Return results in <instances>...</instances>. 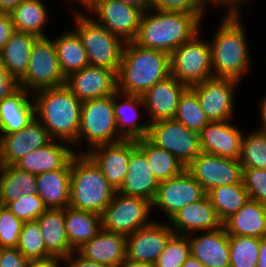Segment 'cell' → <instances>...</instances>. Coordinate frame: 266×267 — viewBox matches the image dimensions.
Wrapping results in <instances>:
<instances>
[{
	"instance_id": "50",
	"label": "cell",
	"mask_w": 266,
	"mask_h": 267,
	"mask_svg": "<svg viewBox=\"0 0 266 267\" xmlns=\"http://www.w3.org/2000/svg\"><path fill=\"white\" fill-rule=\"evenodd\" d=\"M15 31L10 14L0 12V51L4 48Z\"/></svg>"
},
{
	"instance_id": "14",
	"label": "cell",
	"mask_w": 266,
	"mask_h": 267,
	"mask_svg": "<svg viewBox=\"0 0 266 267\" xmlns=\"http://www.w3.org/2000/svg\"><path fill=\"white\" fill-rule=\"evenodd\" d=\"M239 82L231 78H209L189 87L199 100L210 122L230 120L234 116V93Z\"/></svg>"
},
{
	"instance_id": "35",
	"label": "cell",
	"mask_w": 266,
	"mask_h": 267,
	"mask_svg": "<svg viewBox=\"0 0 266 267\" xmlns=\"http://www.w3.org/2000/svg\"><path fill=\"white\" fill-rule=\"evenodd\" d=\"M58 37L53 39V42L60 68L65 77L89 65L82 40L74 29L69 32L64 31Z\"/></svg>"
},
{
	"instance_id": "19",
	"label": "cell",
	"mask_w": 266,
	"mask_h": 267,
	"mask_svg": "<svg viewBox=\"0 0 266 267\" xmlns=\"http://www.w3.org/2000/svg\"><path fill=\"white\" fill-rule=\"evenodd\" d=\"M48 130L35 117L18 132L0 136V164L14 165L27 153L51 142Z\"/></svg>"
},
{
	"instance_id": "48",
	"label": "cell",
	"mask_w": 266,
	"mask_h": 267,
	"mask_svg": "<svg viewBox=\"0 0 266 267\" xmlns=\"http://www.w3.org/2000/svg\"><path fill=\"white\" fill-rule=\"evenodd\" d=\"M27 261L16 247L0 248V267H26Z\"/></svg>"
},
{
	"instance_id": "44",
	"label": "cell",
	"mask_w": 266,
	"mask_h": 267,
	"mask_svg": "<svg viewBox=\"0 0 266 267\" xmlns=\"http://www.w3.org/2000/svg\"><path fill=\"white\" fill-rule=\"evenodd\" d=\"M6 207L23 222L36 220L48 209L38 194H25L9 202Z\"/></svg>"
},
{
	"instance_id": "15",
	"label": "cell",
	"mask_w": 266,
	"mask_h": 267,
	"mask_svg": "<svg viewBox=\"0 0 266 267\" xmlns=\"http://www.w3.org/2000/svg\"><path fill=\"white\" fill-rule=\"evenodd\" d=\"M205 195L201 184L185 169L180 175L160 182L152 209L163 211L169 220L181 208Z\"/></svg>"
},
{
	"instance_id": "22",
	"label": "cell",
	"mask_w": 266,
	"mask_h": 267,
	"mask_svg": "<svg viewBox=\"0 0 266 267\" xmlns=\"http://www.w3.org/2000/svg\"><path fill=\"white\" fill-rule=\"evenodd\" d=\"M171 222V223H170ZM174 234L189 235L195 232L216 230L223 226L209 197L187 204L169 219Z\"/></svg>"
},
{
	"instance_id": "57",
	"label": "cell",
	"mask_w": 266,
	"mask_h": 267,
	"mask_svg": "<svg viewBox=\"0 0 266 267\" xmlns=\"http://www.w3.org/2000/svg\"><path fill=\"white\" fill-rule=\"evenodd\" d=\"M263 99L260 101V119H261V123L262 125L260 126L261 128L257 129L260 132L266 133V95L264 97H262Z\"/></svg>"
},
{
	"instance_id": "53",
	"label": "cell",
	"mask_w": 266,
	"mask_h": 267,
	"mask_svg": "<svg viewBox=\"0 0 266 267\" xmlns=\"http://www.w3.org/2000/svg\"><path fill=\"white\" fill-rule=\"evenodd\" d=\"M61 260L56 258L28 259L26 267H60Z\"/></svg>"
},
{
	"instance_id": "7",
	"label": "cell",
	"mask_w": 266,
	"mask_h": 267,
	"mask_svg": "<svg viewBox=\"0 0 266 267\" xmlns=\"http://www.w3.org/2000/svg\"><path fill=\"white\" fill-rule=\"evenodd\" d=\"M85 140L89 149L100 144L115 143L123 140L116 127L113 108V95L82 101L80 128L77 142Z\"/></svg>"
},
{
	"instance_id": "10",
	"label": "cell",
	"mask_w": 266,
	"mask_h": 267,
	"mask_svg": "<svg viewBox=\"0 0 266 267\" xmlns=\"http://www.w3.org/2000/svg\"><path fill=\"white\" fill-rule=\"evenodd\" d=\"M152 211L151 201L116 191L101 214L102 229L127 237L153 221L149 218Z\"/></svg>"
},
{
	"instance_id": "25",
	"label": "cell",
	"mask_w": 266,
	"mask_h": 267,
	"mask_svg": "<svg viewBox=\"0 0 266 267\" xmlns=\"http://www.w3.org/2000/svg\"><path fill=\"white\" fill-rule=\"evenodd\" d=\"M159 184L145 155L136 147L130 154L127 174L117 192L153 202Z\"/></svg>"
},
{
	"instance_id": "39",
	"label": "cell",
	"mask_w": 266,
	"mask_h": 267,
	"mask_svg": "<svg viewBox=\"0 0 266 267\" xmlns=\"http://www.w3.org/2000/svg\"><path fill=\"white\" fill-rule=\"evenodd\" d=\"M174 119L197 133L210 122L200 106L197 95L190 88L182 94Z\"/></svg>"
},
{
	"instance_id": "47",
	"label": "cell",
	"mask_w": 266,
	"mask_h": 267,
	"mask_svg": "<svg viewBox=\"0 0 266 267\" xmlns=\"http://www.w3.org/2000/svg\"><path fill=\"white\" fill-rule=\"evenodd\" d=\"M151 9L196 14L202 21L206 9L197 0H151Z\"/></svg>"
},
{
	"instance_id": "34",
	"label": "cell",
	"mask_w": 266,
	"mask_h": 267,
	"mask_svg": "<svg viewBox=\"0 0 266 267\" xmlns=\"http://www.w3.org/2000/svg\"><path fill=\"white\" fill-rule=\"evenodd\" d=\"M29 194H37V177L14 165L0 166V205Z\"/></svg>"
},
{
	"instance_id": "46",
	"label": "cell",
	"mask_w": 266,
	"mask_h": 267,
	"mask_svg": "<svg viewBox=\"0 0 266 267\" xmlns=\"http://www.w3.org/2000/svg\"><path fill=\"white\" fill-rule=\"evenodd\" d=\"M242 183L251 200L266 204V169L243 168Z\"/></svg>"
},
{
	"instance_id": "61",
	"label": "cell",
	"mask_w": 266,
	"mask_h": 267,
	"mask_svg": "<svg viewBox=\"0 0 266 267\" xmlns=\"http://www.w3.org/2000/svg\"><path fill=\"white\" fill-rule=\"evenodd\" d=\"M75 1L83 5L84 9H86L94 0H73L72 2Z\"/></svg>"
},
{
	"instance_id": "52",
	"label": "cell",
	"mask_w": 266,
	"mask_h": 267,
	"mask_svg": "<svg viewBox=\"0 0 266 267\" xmlns=\"http://www.w3.org/2000/svg\"><path fill=\"white\" fill-rule=\"evenodd\" d=\"M244 1L246 2V0H217V5L218 7L225 6L226 9L228 8L225 16H242L240 7H242Z\"/></svg>"
},
{
	"instance_id": "3",
	"label": "cell",
	"mask_w": 266,
	"mask_h": 267,
	"mask_svg": "<svg viewBox=\"0 0 266 267\" xmlns=\"http://www.w3.org/2000/svg\"><path fill=\"white\" fill-rule=\"evenodd\" d=\"M223 16L209 41L213 76L241 82L252 64L246 30L241 16Z\"/></svg>"
},
{
	"instance_id": "27",
	"label": "cell",
	"mask_w": 266,
	"mask_h": 267,
	"mask_svg": "<svg viewBox=\"0 0 266 267\" xmlns=\"http://www.w3.org/2000/svg\"><path fill=\"white\" fill-rule=\"evenodd\" d=\"M76 251L86 259L118 267L126 259V236L101 229Z\"/></svg>"
},
{
	"instance_id": "32",
	"label": "cell",
	"mask_w": 266,
	"mask_h": 267,
	"mask_svg": "<svg viewBox=\"0 0 266 267\" xmlns=\"http://www.w3.org/2000/svg\"><path fill=\"white\" fill-rule=\"evenodd\" d=\"M37 38L30 33L15 31L0 51V58L9 75L17 81L25 75L28 69L31 48Z\"/></svg>"
},
{
	"instance_id": "41",
	"label": "cell",
	"mask_w": 266,
	"mask_h": 267,
	"mask_svg": "<svg viewBox=\"0 0 266 267\" xmlns=\"http://www.w3.org/2000/svg\"><path fill=\"white\" fill-rule=\"evenodd\" d=\"M260 238L229 235L230 267H256Z\"/></svg>"
},
{
	"instance_id": "8",
	"label": "cell",
	"mask_w": 266,
	"mask_h": 267,
	"mask_svg": "<svg viewBox=\"0 0 266 267\" xmlns=\"http://www.w3.org/2000/svg\"><path fill=\"white\" fill-rule=\"evenodd\" d=\"M19 87L30 93L66 84L53 40L38 37L31 48L28 69L18 81Z\"/></svg>"
},
{
	"instance_id": "13",
	"label": "cell",
	"mask_w": 266,
	"mask_h": 267,
	"mask_svg": "<svg viewBox=\"0 0 266 267\" xmlns=\"http://www.w3.org/2000/svg\"><path fill=\"white\" fill-rule=\"evenodd\" d=\"M85 10L94 12L98 24L125 42L136 38L143 13L138 8L120 0H94Z\"/></svg>"
},
{
	"instance_id": "56",
	"label": "cell",
	"mask_w": 266,
	"mask_h": 267,
	"mask_svg": "<svg viewBox=\"0 0 266 267\" xmlns=\"http://www.w3.org/2000/svg\"><path fill=\"white\" fill-rule=\"evenodd\" d=\"M24 0H0V12L10 13Z\"/></svg>"
},
{
	"instance_id": "18",
	"label": "cell",
	"mask_w": 266,
	"mask_h": 267,
	"mask_svg": "<svg viewBox=\"0 0 266 267\" xmlns=\"http://www.w3.org/2000/svg\"><path fill=\"white\" fill-rule=\"evenodd\" d=\"M135 148V140L123 139L77 153H86L101 169L108 182L118 190L127 174L130 154Z\"/></svg>"
},
{
	"instance_id": "59",
	"label": "cell",
	"mask_w": 266,
	"mask_h": 267,
	"mask_svg": "<svg viewBox=\"0 0 266 267\" xmlns=\"http://www.w3.org/2000/svg\"><path fill=\"white\" fill-rule=\"evenodd\" d=\"M181 267H206L203 265L198 259H196L193 255H190L186 261L182 264Z\"/></svg>"
},
{
	"instance_id": "42",
	"label": "cell",
	"mask_w": 266,
	"mask_h": 267,
	"mask_svg": "<svg viewBox=\"0 0 266 267\" xmlns=\"http://www.w3.org/2000/svg\"><path fill=\"white\" fill-rule=\"evenodd\" d=\"M239 161L243 168L266 169V133L254 130L243 135Z\"/></svg>"
},
{
	"instance_id": "11",
	"label": "cell",
	"mask_w": 266,
	"mask_h": 267,
	"mask_svg": "<svg viewBox=\"0 0 266 267\" xmlns=\"http://www.w3.org/2000/svg\"><path fill=\"white\" fill-rule=\"evenodd\" d=\"M146 138L173 154L185 167L202 152L199 133L189 130L175 119L150 123Z\"/></svg>"
},
{
	"instance_id": "31",
	"label": "cell",
	"mask_w": 266,
	"mask_h": 267,
	"mask_svg": "<svg viewBox=\"0 0 266 267\" xmlns=\"http://www.w3.org/2000/svg\"><path fill=\"white\" fill-rule=\"evenodd\" d=\"M46 250L56 259L63 260L74 250L71 248L65 229V208L47 209L36 219Z\"/></svg>"
},
{
	"instance_id": "20",
	"label": "cell",
	"mask_w": 266,
	"mask_h": 267,
	"mask_svg": "<svg viewBox=\"0 0 266 267\" xmlns=\"http://www.w3.org/2000/svg\"><path fill=\"white\" fill-rule=\"evenodd\" d=\"M189 87L178 81L172 75L157 82L148 89L143 95L144 110L149 114V123L174 119L177 113L178 104L182 94Z\"/></svg>"
},
{
	"instance_id": "37",
	"label": "cell",
	"mask_w": 266,
	"mask_h": 267,
	"mask_svg": "<svg viewBox=\"0 0 266 267\" xmlns=\"http://www.w3.org/2000/svg\"><path fill=\"white\" fill-rule=\"evenodd\" d=\"M135 142L159 182L176 177L185 170L186 167L173 154L155 146L146 137Z\"/></svg>"
},
{
	"instance_id": "51",
	"label": "cell",
	"mask_w": 266,
	"mask_h": 267,
	"mask_svg": "<svg viewBox=\"0 0 266 267\" xmlns=\"http://www.w3.org/2000/svg\"><path fill=\"white\" fill-rule=\"evenodd\" d=\"M66 267H108L104 264L94 262L81 256L77 251L72 252L63 260Z\"/></svg>"
},
{
	"instance_id": "30",
	"label": "cell",
	"mask_w": 266,
	"mask_h": 267,
	"mask_svg": "<svg viewBox=\"0 0 266 267\" xmlns=\"http://www.w3.org/2000/svg\"><path fill=\"white\" fill-rule=\"evenodd\" d=\"M223 226L228 235L266 236V204L249 199Z\"/></svg>"
},
{
	"instance_id": "28",
	"label": "cell",
	"mask_w": 266,
	"mask_h": 267,
	"mask_svg": "<svg viewBox=\"0 0 266 267\" xmlns=\"http://www.w3.org/2000/svg\"><path fill=\"white\" fill-rule=\"evenodd\" d=\"M31 94L32 101L28 98ZM32 93L19 87L0 102V133L18 132L35 118V103Z\"/></svg>"
},
{
	"instance_id": "26",
	"label": "cell",
	"mask_w": 266,
	"mask_h": 267,
	"mask_svg": "<svg viewBox=\"0 0 266 267\" xmlns=\"http://www.w3.org/2000/svg\"><path fill=\"white\" fill-rule=\"evenodd\" d=\"M121 95V96H120ZM138 107H145L142 96L129 95L121 92L113 94V108L116 127L123 139H142L147 137L149 122H139Z\"/></svg>"
},
{
	"instance_id": "49",
	"label": "cell",
	"mask_w": 266,
	"mask_h": 267,
	"mask_svg": "<svg viewBox=\"0 0 266 267\" xmlns=\"http://www.w3.org/2000/svg\"><path fill=\"white\" fill-rule=\"evenodd\" d=\"M19 88L18 81L11 77L0 58V102Z\"/></svg>"
},
{
	"instance_id": "55",
	"label": "cell",
	"mask_w": 266,
	"mask_h": 267,
	"mask_svg": "<svg viewBox=\"0 0 266 267\" xmlns=\"http://www.w3.org/2000/svg\"><path fill=\"white\" fill-rule=\"evenodd\" d=\"M256 267H266V236L260 238L259 257Z\"/></svg>"
},
{
	"instance_id": "36",
	"label": "cell",
	"mask_w": 266,
	"mask_h": 267,
	"mask_svg": "<svg viewBox=\"0 0 266 267\" xmlns=\"http://www.w3.org/2000/svg\"><path fill=\"white\" fill-rule=\"evenodd\" d=\"M9 14L16 31L47 37L43 29L49 20L43 0H24Z\"/></svg>"
},
{
	"instance_id": "5",
	"label": "cell",
	"mask_w": 266,
	"mask_h": 267,
	"mask_svg": "<svg viewBox=\"0 0 266 267\" xmlns=\"http://www.w3.org/2000/svg\"><path fill=\"white\" fill-rule=\"evenodd\" d=\"M116 191L86 153L72 157L70 207L101 215Z\"/></svg>"
},
{
	"instance_id": "16",
	"label": "cell",
	"mask_w": 266,
	"mask_h": 267,
	"mask_svg": "<svg viewBox=\"0 0 266 267\" xmlns=\"http://www.w3.org/2000/svg\"><path fill=\"white\" fill-rule=\"evenodd\" d=\"M167 223V224H166ZM152 221L126 237V258L138 262L155 263L174 234L168 222Z\"/></svg>"
},
{
	"instance_id": "9",
	"label": "cell",
	"mask_w": 266,
	"mask_h": 267,
	"mask_svg": "<svg viewBox=\"0 0 266 267\" xmlns=\"http://www.w3.org/2000/svg\"><path fill=\"white\" fill-rule=\"evenodd\" d=\"M199 35L170 54V74L188 87L214 77L210 43Z\"/></svg>"
},
{
	"instance_id": "4",
	"label": "cell",
	"mask_w": 266,
	"mask_h": 267,
	"mask_svg": "<svg viewBox=\"0 0 266 267\" xmlns=\"http://www.w3.org/2000/svg\"><path fill=\"white\" fill-rule=\"evenodd\" d=\"M33 95L35 117L53 140L74 145L80 128L82 102L66 86L36 91Z\"/></svg>"
},
{
	"instance_id": "6",
	"label": "cell",
	"mask_w": 266,
	"mask_h": 267,
	"mask_svg": "<svg viewBox=\"0 0 266 267\" xmlns=\"http://www.w3.org/2000/svg\"><path fill=\"white\" fill-rule=\"evenodd\" d=\"M74 10V30L82 40L89 65L118 72L126 42L90 18L89 13Z\"/></svg>"
},
{
	"instance_id": "1",
	"label": "cell",
	"mask_w": 266,
	"mask_h": 267,
	"mask_svg": "<svg viewBox=\"0 0 266 267\" xmlns=\"http://www.w3.org/2000/svg\"><path fill=\"white\" fill-rule=\"evenodd\" d=\"M202 23L196 14L150 9L142 13L138 33L133 42L144 48L171 54L199 33Z\"/></svg>"
},
{
	"instance_id": "29",
	"label": "cell",
	"mask_w": 266,
	"mask_h": 267,
	"mask_svg": "<svg viewBox=\"0 0 266 267\" xmlns=\"http://www.w3.org/2000/svg\"><path fill=\"white\" fill-rule=\"evenodd\" d=\"M37 194L48 209H64L69 206L71 160L61 169L36 175Z\"/></svg>"
},
{
	"instance_id": "43",
	"label": "cell",
	"mask_w": 266,
	"mask_h": 267,
	"mask_svg": "<svg viewBox=\"0 0 266 267\" xmlns=\"http://www.w3.org/2000/svg\"><path fill=\"white\" fill-rule=\"evenodd\" d=\"M190 255L188 236L173 234L154 264L155 267H181Z\"/></svg>"
},
{
	"instance_id": "21",
	"label": "cell",
	"mask_w": 266,
	"mask_h": 267,
	"mask_svg": "<svg viewBox=\"0 0 266 267\" xmlns=\"http://www.w3.org/2000/svg\"><path fill=\"white\" fill-rule=\"evenodd\" d=\"M244 133L229 120L209 122L199 133L202 152L239 159Z\"/></svg>"
},
{
	"instance_id": "58",
	"label": "cell",
	"mask_w": 266,
	"mask_h": 267,
	"mask_svg": "<svg viewBox=\"0 0 266 267\" xmlns=\"http://www.w3.org/2000/svg\"><path fill=\"white\" fill-rule=\"evenodd\" d=\"M118 267H155V264L133 261L126 258Z\"/></svg>"
},
{
	"instance_id": "45",
	"label": "cell",
	"mask_w": 266,
	"mask_h": 267,
	"mask_svg": "<svg viewBox=\"0 0 266 267\" xmlns=\"http://www.w3.org/2000/svg\"><path fill=\"white\" fill-rule=\"evenodd\" d=\"M23 221L0 205V248L17 247Z\"/></svg>"
},
{
	"instance_id": "12",
	"label": "cell",
	"mask_w": 266,
	"mask_h": 267,
	"mask_svg": "<svg viewBox=\"0 0 266 267\" xmlns=\"http://www.w3.org/2000/svg\"><path fill=\"white\" fill-rule=\"evenodd\" d=\"M185 169L201 184L205 193L219 186L243 184V167L239 159L201 152Z\"/></svg>"
},
{
	"instance_id": "23",
	"label": "cell",
	"mask_w": 266,
	"mask_h": 267,
	"mask_svg": "<svg viewBox=\"0 0 266 267\" xmlns=\"http://www.w3.org/2000/svg\"><path fill=\"white\" fill-rule=\"evenodd\" d=\"M200 233L187 235L191 255L206 267H230L229 235L224 226Z\"/></svg>"
},
{
	"instance_id": "40",
	"label": "cell",
	"mask_w": 266,
	"mask_h": 267,
	"mask_svg": "<svg viewBox=\"0 0 266 267\" xmlns=\"http://www.w3.org/2000/svg\"><path fill=\"white\" fill-rule=\"evenodd\" d=\"M27 259L54 258L47 250L37 220L23 222L16 247Z\"/></svg>"
},
{
	"instance_id": "60",
	"label": "cell",
	"mask_w": 266,
	"mask_h": 267,
	"mask_svg": "<svg viewBox=\"0 0 266 267\" xmlns=\"http://www.w3.org/2000/svg\"><path fill=\"white\" fill-rule=\"evenodd\" d=\"M205 9L207 6L213 4L217 7V0H197ZM211 3V4H210Z\"/></svg>"
},
{
	"instance_id": "33",
	"label": "cell",
	"mask_w": 266,
	"mask_h": 267,
	"mask_svg": "<svg viewBox=\"0 0 266 267\" xmlns=\"http://www.w3.org/2000/svg\"><path fill=\"white\" fill-rule=\"evenodd\" d=\"M65 229L70 246L76 251L102 229L101 215L67 206Z\"/></svg>"
},
{
	"instance_id": "38",
	"label": "cell",
	"mask_w": 266,
	"mask_h": 267,
	"mask_svg": "<svg viewBox=\"0 0 266 267\" xmlns=\"http://www.w3.org/2000/svg\"><path fill=\"white\" fill-rule=\"evenodd\" d=\"M206 195L209 197L222 223L235 214L250 199L243 184L215 187L208 191Z\"/></svg>"
},
{
	"instance_id": "54",
	"label": "cell",
	"mask_w": 266,
	"mask_h": 267,
	"mask_svg": "<svg viewBox=\"0 0 266 267\" xmlns=\"http://www.w3.org/2000/svg\"><path fill=\"white\" fill-rule=\"evenodd\" d=\"M125 4L134 6L141 10L142 12H146L151 9V0H120Z\"/></svg>"
},
{
	"instance_id": "24",
	"label": "cell",
	"mask_w": 266,
	"mask_h": 267,
	"mask_svg": "<svg viewBox=\"0 0 266 267\" xmlns=\"http://www.w3.org/2000/svg\"><path fill=\"white\" fill-rule=\"evenodd\" d=\"M69 144L61 140H52L47 145L27 153L14 166L35 175L61 169L76 154Z\"/></svg>"
},
{
	"instance_id": "2",
	"label": "cell",
	"mask_w": 266,
	"mask_h": 267,
	"mask_svg": "<svg viewBox=\"0 0 266 267\" xmlns=\"http://www.w3.org/2000/svg\"><path fill=\"white\" fill-rule=\"evenodd\" d=\"M170 74V54L126 42L117 72L118 92L142 96Z\"/></svg>"
},
{
	"instance_id": "17",
	"label": "cell",
	"mask_w": 266,
	"mask_h": 267,
	"mask_svg": "<svg viewBox=\"0 0 266 267\" xmlns=\"http://www.w3.org/2000/svg\"><path fill=\"white\" fill-rule=\"evenodd\" d=\"M65 85L81 102L104 98L118 91L117 72L104 67L88 65L66 77Z\"/></svg>"
}]
</instances>
